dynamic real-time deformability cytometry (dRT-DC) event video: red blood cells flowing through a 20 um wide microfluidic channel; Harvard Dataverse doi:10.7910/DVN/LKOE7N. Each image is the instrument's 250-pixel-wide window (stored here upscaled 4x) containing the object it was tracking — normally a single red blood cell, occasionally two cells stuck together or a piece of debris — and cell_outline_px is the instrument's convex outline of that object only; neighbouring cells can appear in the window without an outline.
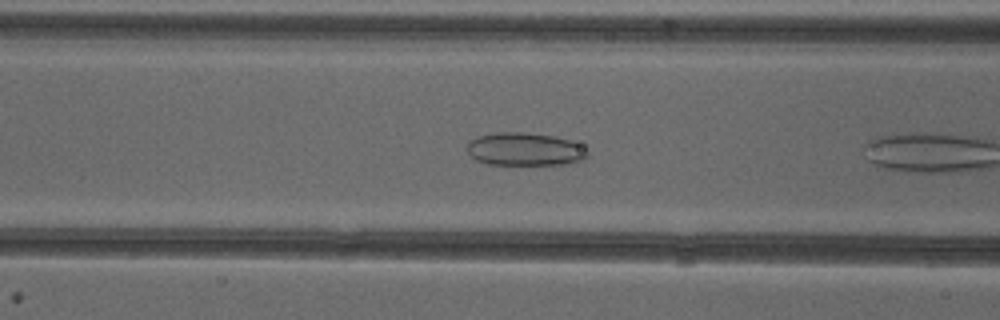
{"species": "common noctule bat (a hibernating species)", "species_latin": "Nyctalus noctula", "temperature_condition": "cold", "stored_images_in_passage": 6, "camera_frame_rate_fps": 3000, "um_per_image_px": 0.085, "animal": {"sex": "female"}, "frame": {"image": 1, "passage_image": 5, "time_ms": 1.333, "image_size_px": [1000, 320], "cell_outline_px": [[588, 156], [584, 160], [564, 164], [488, 164], [476, 160], [468, 152], [468, 140], [476, 136], [496, 132], [524, 132], [556, 136], [572, 140], [588, 152]], "centroid_in_image_um": [44.6, 12.67], "position_along_channel_um": 122.0, "area_um2": 23.24}}